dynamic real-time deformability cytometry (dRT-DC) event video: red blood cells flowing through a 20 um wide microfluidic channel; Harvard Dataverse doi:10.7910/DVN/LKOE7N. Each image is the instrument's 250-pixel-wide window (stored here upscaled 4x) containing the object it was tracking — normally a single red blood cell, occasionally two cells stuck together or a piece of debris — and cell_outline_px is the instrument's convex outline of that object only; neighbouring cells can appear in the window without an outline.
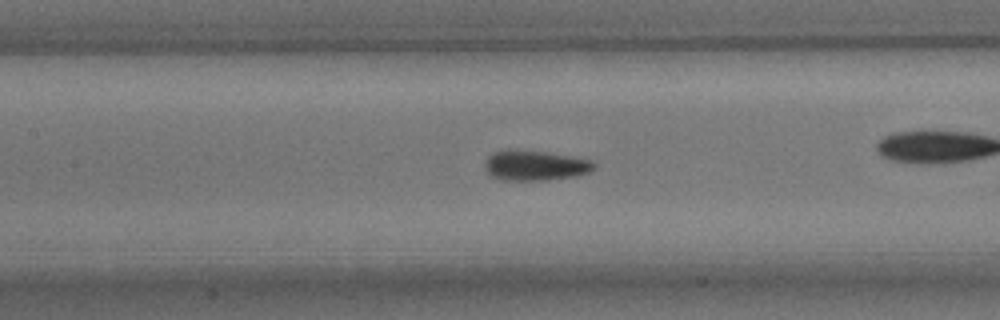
{"species": "common noctule bat (a hibernating species)", "species_latin": "Nyctalus noctula", "temperature_condition": "room temperature", "stored_images_in_passage": 44, "camera_frame_rate_fps": 3000, "um_per_image_px": 0.085, "animal": {"sex": "male", "body_mass_g": 15.6}, "frame": {"image": 1, "passage_image": 19, "time_ms": 6.0, "image_size_px": [1000, 320], "cell_outline_px": [[596, 168], [588, 172], [576, 176], [548, 180], [496, 180], [488, 176], [484, 168], [484, 164], [488, 156], [492, 152], [544, 152], [592, 160], [596, 164]], "centroid_in_image_um": [45.47, 14.12], "position_along_channel_um": 161.9, "area_um2": 18.84}}
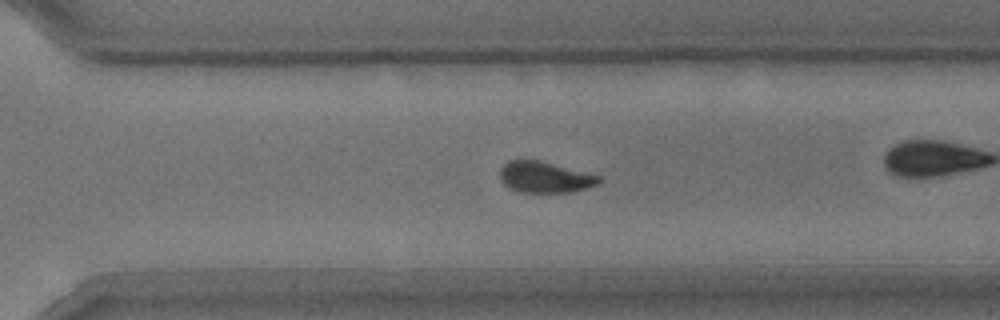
{"frame": {"image": 2, "passage_image": 32, "time_ms": 10.333, "image_size_px": [1000, 320], "cell_outline_px": [[600, 180], [596, 184], [588, 188], [572, 192], [520, 192], [504, 184], [500, 180], [500, 168], [508, 160], [540, 160], [600, 176]], "centroid_in_image_um": [46.29, 15.05], "position_along_channel_um": 324.3, "area_um2": 17.8}}